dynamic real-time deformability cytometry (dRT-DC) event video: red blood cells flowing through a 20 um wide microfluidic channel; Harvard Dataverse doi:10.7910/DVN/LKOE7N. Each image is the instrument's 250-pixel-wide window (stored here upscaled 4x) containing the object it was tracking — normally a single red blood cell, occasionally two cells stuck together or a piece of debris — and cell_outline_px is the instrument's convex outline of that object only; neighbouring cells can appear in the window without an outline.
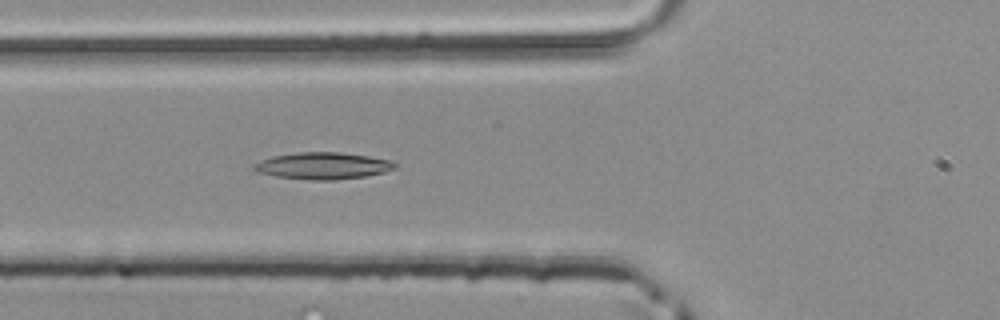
{"species": "common noctule bat (a hibernating species)", "species_latin": "Nyctalus noctula", "temperature_condition": "room temperature", "stored_images_in_passage": 49, "camera_frame_rate_fps": 3000, "um_per_image_px": 0.085, "animal": {"sex": "male", "body_mass_g": 20.4}, "frame": {"image": 1, "passage_image": 18, "time_ms": 5.667, "image_size_px": [1000, 320], "cell_outline_px": [[396, 168], [384, 172], [364, 176], [332, 180], [312, 180], [276, 176], [260, 172], [252, 168], [252, 164], [260, 160], [272, 156], [296, 152], [336, 152], [368, 156], [388, 160], [396, 164]], "centroid_in_image_um": [27.4, 14.08], "position_along_channel_um": 98.4, "area_um2": 21.79}}
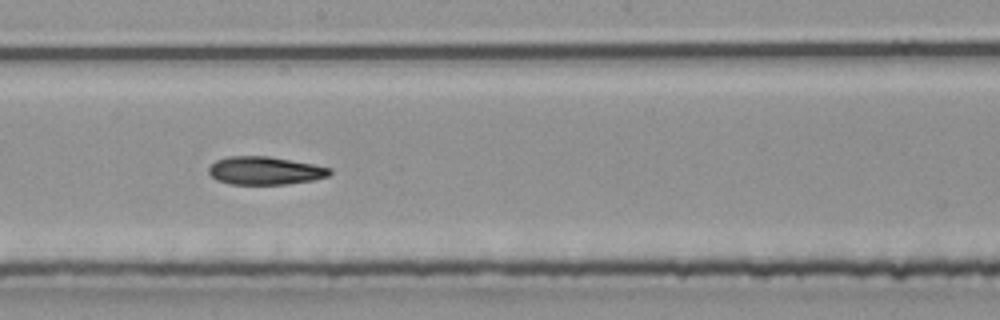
{"frame": {"image": 2, "passage_image": 27, "time_ms": 8.667, "image_size_px": [1000, 320], "cell_outline_px": [[332, 172], [328, 176], [312, 180], [288, 184], [232, 184], [216, 180], [208, 172], [208, 168], [216, 160], [228, 156], [268, 156], [312, 164], [332, 168]], "centroid_in_image_um": [22.51, 14.5], "position_along_channel_um": 225.7, "area_um2": 19.71}}
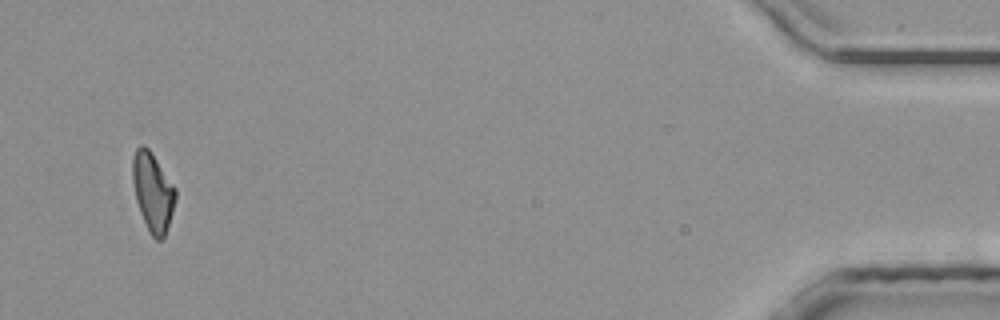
{"frame": {"image": 3, "passage_image": 47, "time_ms": 15.333, "image_size_px": [1000, 320], "cell_outline_px": [[176, 200], [164, 240], [156, 240], [152, 236], [140, 212], [136, 200], [132, 180], [132, 156], [136, 148], [140, 144], [144, 144], [148, 148], [176, 188]], "centroid_in_image_um": [12.98, 16.31], "position_along_channel_um": 422.2, "area_um2": 19.71}}